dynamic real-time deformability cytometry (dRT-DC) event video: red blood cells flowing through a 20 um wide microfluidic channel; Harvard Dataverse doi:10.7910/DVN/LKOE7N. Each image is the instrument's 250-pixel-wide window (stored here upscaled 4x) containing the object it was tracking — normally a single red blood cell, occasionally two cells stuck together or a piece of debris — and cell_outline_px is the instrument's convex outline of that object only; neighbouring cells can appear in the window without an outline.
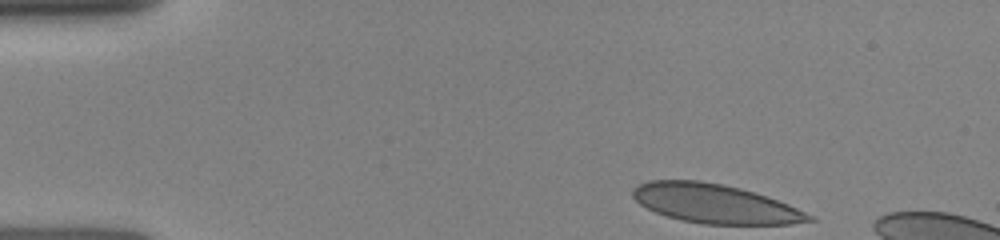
{"species": "human", "species_latin": "Homo sapiens", "temperature_condition": "room temperature", "stored_images_in_passage": 7, "segment_of_instrument_passage": [1, 2], "camera_frame_rate_fps": 3000, "um_per_image_px": 0.085, "donor": {"sex": "female"}, "frame": {"image": 1, "passage_image": 1, "time_ms": 0.0, "image_size_px": [1000, 240], "cell_outline_px": [[816, 220], [792, 224], [704, 224], [680, 220], [656, 212], [640, 204], [632, 196], [632, 188], [648, 180], [700, 180], [724, 184], [740, 188], [768, 196], [788, 204], [816, 216]], "centroid_in_image_um": [60.8, 17.31], "position_along_channel_um": 24.2, "area_um2": 40.29}}